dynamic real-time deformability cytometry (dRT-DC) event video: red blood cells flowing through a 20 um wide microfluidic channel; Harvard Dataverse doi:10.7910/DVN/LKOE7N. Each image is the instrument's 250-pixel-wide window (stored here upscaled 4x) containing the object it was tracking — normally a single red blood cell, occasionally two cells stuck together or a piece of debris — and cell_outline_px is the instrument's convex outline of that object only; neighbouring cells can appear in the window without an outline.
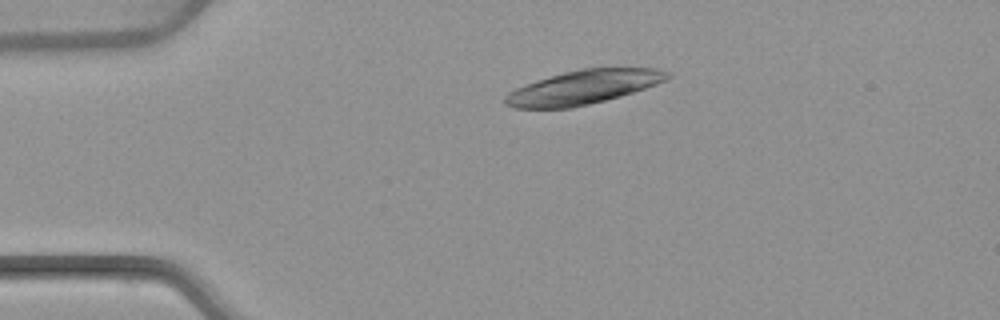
{"species": "common noctule bat (a hibernating species)", "species_latin": "Nyctalus noctula", "temperature_condition": "warm", "stored_images_in_passage": 2, "camera_frame_rate_fps": 3000, "um_per_image_px": 0.085, "animal": {"sex": "female", "body_mass_g": 22.7, "forearm_length_mm": 54.2}, "frame": {"image": 1, "passage_image": 1, "time_ms": 0.0, "image_size_px": [1000, 320], "cell_outline_px": [[672, 76], [656, 84], [620, 96], [572, 108], [512, 108], [504, 104], [504, 96], [508, 92], [524, 84], [564, 72], [580, 68], [656, 68], [668, 72]], "centroid_in_image_um": [49.53, 7.42], "position_along_channel_um": 35.5, "area_um2": 31.91}}